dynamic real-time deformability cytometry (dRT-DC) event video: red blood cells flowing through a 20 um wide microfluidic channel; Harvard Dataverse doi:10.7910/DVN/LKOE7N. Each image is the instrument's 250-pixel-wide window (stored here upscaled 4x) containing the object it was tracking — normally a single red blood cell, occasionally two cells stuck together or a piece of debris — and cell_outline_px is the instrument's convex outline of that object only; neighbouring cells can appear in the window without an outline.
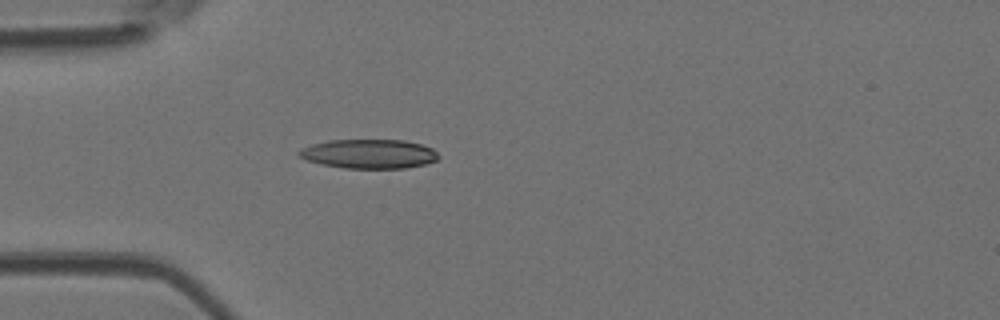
{"species": "Egyptian fruit bat (a non-hibernating species)", "species_latin": "Rousettus aegyptiacus", "temperature_condition": "room temperature", "stored_images_in_passage": 1, "camera_frame_rate_fps": 3000, "um_per_image_px": 0.085, "animal": {"sex": "female"}, "frame": {"image": 1, "passage_image": 1, "time_ms": 0.0, "image_size_px": [1000, 320], "cell_outline_px": [[440, 156], [436, 160], [424, 164], [404, 168], [344, 168], [324, 164], [308, 160], [300, 156], [296, 152], [300, 148], [312, 144], [328, 140], [404, 140], [420, 144], [432, 148]], "centroid_in_image_um": [31.36, 13.07], "position_along_channel_um": 53.6, "area_um2": 23.58}}